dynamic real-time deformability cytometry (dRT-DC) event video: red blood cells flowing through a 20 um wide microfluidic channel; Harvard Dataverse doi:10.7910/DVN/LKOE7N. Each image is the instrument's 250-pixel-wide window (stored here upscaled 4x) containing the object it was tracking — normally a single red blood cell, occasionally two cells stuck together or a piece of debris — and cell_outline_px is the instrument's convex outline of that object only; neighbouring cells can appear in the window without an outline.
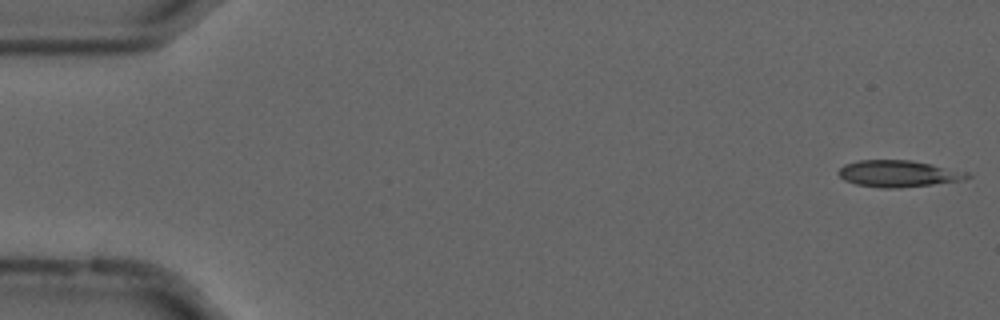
{"species": "common noctule bat (a hibernating species)", "species_latin": "Nyctalus noctula", "temperature_condition": "cold", "stored_images_in_passage": 15, "camera_frame_rate_fps": 3000, "um_per_image_px": 0.085, "animal": {"sex": "male", "forearm_length_mm": 52.5}, "frame": {"image": 1, "passage_image": 1, "time_ms": 0.0, "image_size_px": [1000, 320], "cell_outline_px": [[972, 176], [964, 180], [900, 188], [880, 188], [856, 184], [844, 180], [836, 172], [844, 164], [860, 160], [908, 160], [968, 172]], "centroid_in_image_um": [76.32, 14.77], "position_along_channel_um": 8.7, "area_um2": 19.83}}
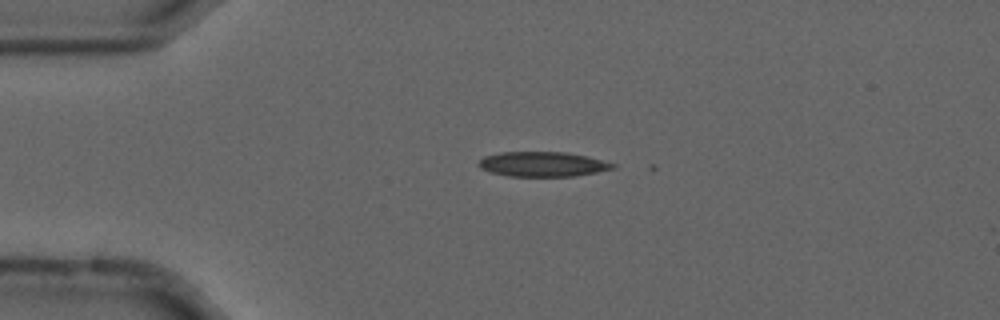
{"frame": {"image": 2, "passage_image": 12, "time_ms": 3.667, "image_size_px": [1000, 320], "cell_outline_px": [[616, 168], [576, 176], [508, 176], [488, 172], [480, 168], [476, 164], [484, 156], [500, 152], [564, 152], [584, 156], [616, 164]], "centroid_in_image_um": [46.06, 13.96], "position_along_channel_um": 38.9, "area_um2": 19.36}}